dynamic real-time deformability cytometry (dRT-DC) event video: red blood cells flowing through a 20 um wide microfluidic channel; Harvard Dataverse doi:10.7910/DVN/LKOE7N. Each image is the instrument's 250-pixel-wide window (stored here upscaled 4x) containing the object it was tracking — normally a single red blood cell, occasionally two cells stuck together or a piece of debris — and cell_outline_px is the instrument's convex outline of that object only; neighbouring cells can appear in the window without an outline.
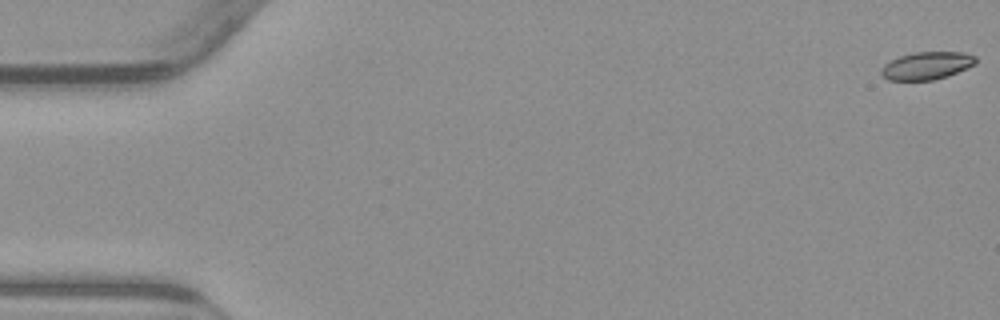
{"species": "common noctule bat (a hibernating species)", "species_latin": "Nyctalus noctula", "temperature_condition": "warm", "stored_images_in_passage": 55, "camera_frame_rate_fps": 3000, "um_per_image_px": 0.085, "animal": {"sex": "male", "body_mass_g": 23.1, "forearm_length_mm": 52.7}, "frame": {"image": 1, "passage_image": 1, "time_ms": 0.0, "image_size_px": [1000, 320], "cell_outline_px": [[976, 64], [948, 76], [932, 80], [888, 80], [880, 72], [884, 64], [900, 56], [912, 52], [964, 52], [976, 56]], "centroid_in_image_um": [78.8, 5.57], "position_along_channel_um": 6.2, "area_um2": 15.2}}
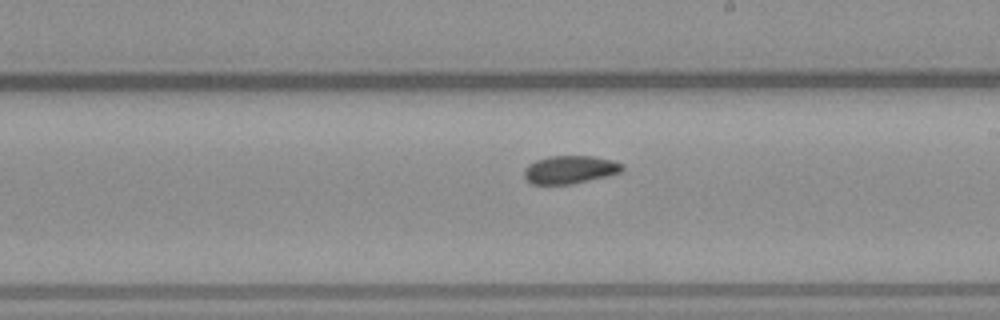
{"frame": {"image": 2, "passage_image": 32, "time_ms": 10.333, "image_size_px": [1000, 320], "cell_outline_px": [[624, 168], [620, 172], [608, 176], [572, 184], [532, 184], [524, 176], [524, 168], [528, 164], [536, 160], [552, 156], [592, 156], [612, 160], [624, 164]], "centroid_in_image_um": [48.46, 14.42], "position_along_channel_um": 240.5, "area_um2": 16.01}}
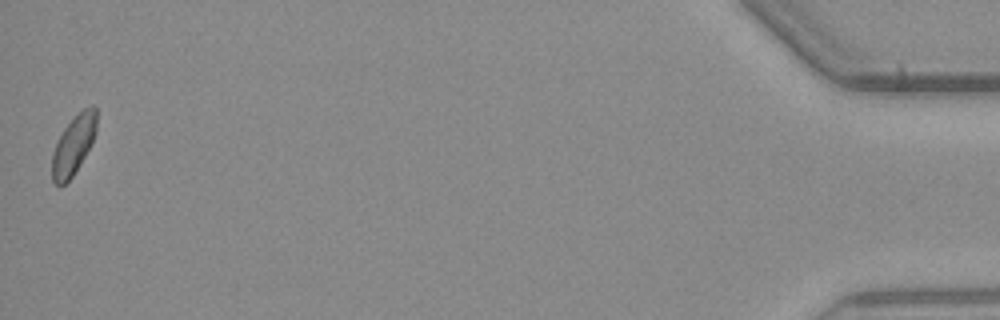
{"frame": {"image": 3, "passage_image": 55, "time_ms": 18.0, "image_size_px": [1000, 320], "cell_outline_px": [[96, 132], [84, 156], [72, 176], [64, 184], [56, 184], [52, 180], [52, 152], [56, 140], [64, 128], [84, 108], [92, 104], [96, 108]], "centroid_in_image_um": [6.22, 12.31], "position_along_channel_um": 429.0, "area_um2": 14.97}, "authors_computed_cell_mechanics": {"area_um2": 16.0106, "velocity_mm_per_s": 3.7917, "shape_relaxation_time_tau1_ms": null, "shape_relaxation_time_tau2_ms": 6.2402, "deformation_change_tau1": null, "deformation_change_tau2": 0.0843}}